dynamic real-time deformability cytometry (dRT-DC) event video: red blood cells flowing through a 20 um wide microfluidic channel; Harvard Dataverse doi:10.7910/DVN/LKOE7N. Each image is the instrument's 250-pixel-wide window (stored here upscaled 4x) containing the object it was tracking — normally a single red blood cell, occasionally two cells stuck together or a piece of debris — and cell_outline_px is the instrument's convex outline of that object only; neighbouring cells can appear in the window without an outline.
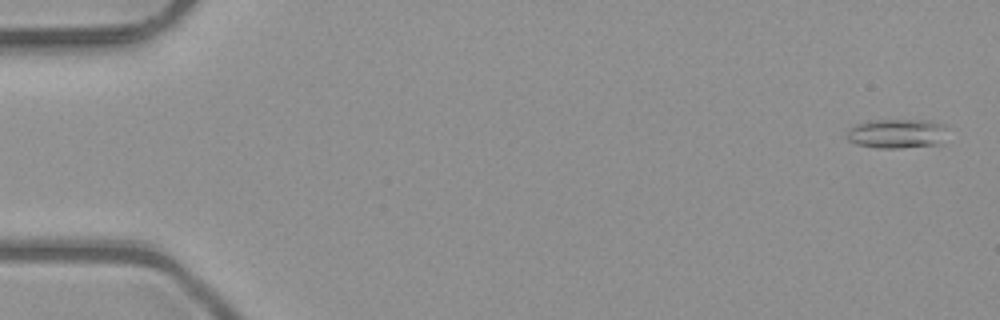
{"species": "common noctule bat (a hibernating species)", "species_latin": "Nyctalus noctula", "temperature_condition": "room temperature", "stored_images_in_passage": 5, "camera_frame_rate_fps": 3000, "um_per_image_px": 0.085, "animal": {"sex": "male", "body_mass_g": 23.1, "forearm_length_mm": 52.7}, "frame": {"image": 1, "passage_image": 1, "time_ms": 0.0, "image_size_px": [1000, 320], "cell_outline_px": [[944, 144], [900, 148], [876, 148], [856, 144], [848, 140], [848, 128], [856, 124], [872, 120], [932, 120], [944, 124]], "centroid_in_image_um": [76.26, 11.36], "position_along_channel_um": 8.7, "area_um2": 17.4}}